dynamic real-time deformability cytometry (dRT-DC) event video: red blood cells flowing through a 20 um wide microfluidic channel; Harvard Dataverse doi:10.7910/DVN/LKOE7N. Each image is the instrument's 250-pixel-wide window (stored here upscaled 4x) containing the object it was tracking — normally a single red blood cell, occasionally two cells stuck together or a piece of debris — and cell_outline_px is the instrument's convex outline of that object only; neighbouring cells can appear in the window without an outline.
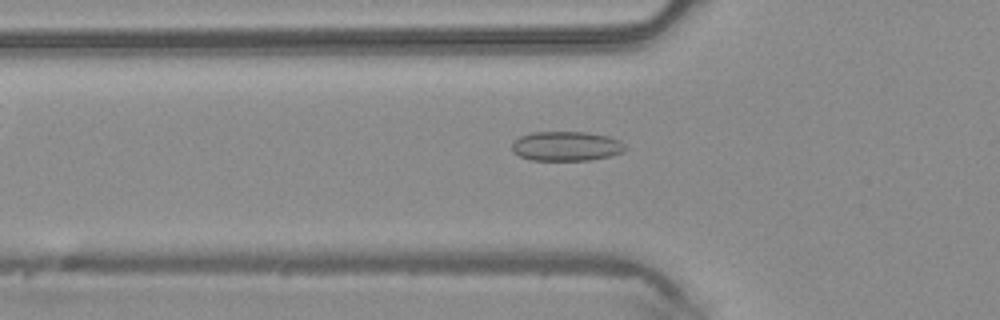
{"species": "common noctule bat (a hibernating species)", "species_latin": "Nyctalus noctula", "temperature_condition": "warm", "stored_images_in_passage": 33, "camera_frame_rate_fps": 3000, "um_per_image_px": 0.085, "animal": {"sex": "male", "body_mass_g": 20.4}, "frame": {"image": 1, "passage_image": 2, "time_ms": 0.333, "image_size_px": [1000, 320], "cell_outline_px": [[628, 148], [624, 152], [612, 156], [588, 160], [532, 160], [520, 156], [512, 152], [512, 144], [520, 136], [532, 132], [588, 132], [608, 136], [620, 140]], "centroid_in_image_um": [48.18, 12.42], "position_along_channel_um": 77.6, "area_um2": 19.65}}
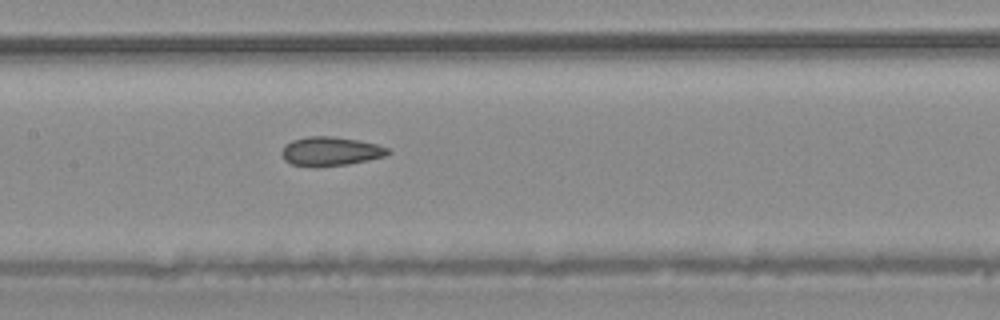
{"frame": {"image": 2, "passage_image": 9, "time_ms": 2.667, "image_size_px": [1000, 320], "cell_outline_px": [[392, 152], [384, 156], [368, 160], [348, 164], [292, 164], [284, 160], [280, 152], [284, 144], [292, 140], [308, 136], [332, 136], [356, 140], [376, 144], [388, 148]], "centroid_in_image_um": [28.09, 12.82], "position_along_channel_um": 179.3, "area_um2": 17.34}}
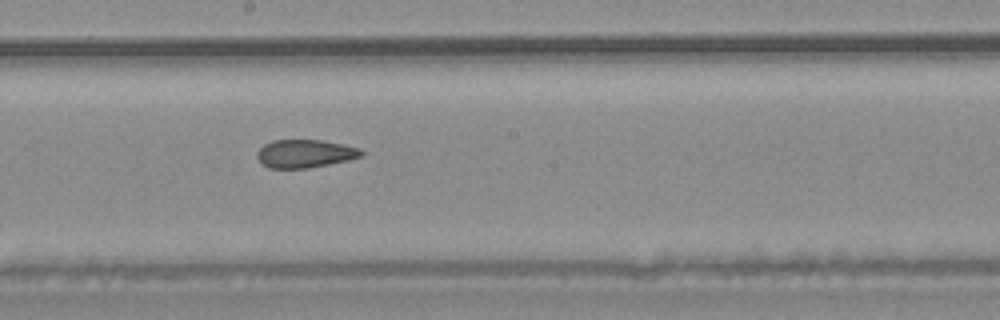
{"frame": {"image": 3, "passage_image": 12, "time_ms": 3.667, "image_size_px": [1000, 320], "cell_outline_px": [[364, 156], [348, 160], [308, 168], [268, 168], [260, 164], [256, 156], [256, 152], [264, 144], [272, 140], [324, 140], [344, 144], [360, 148], [364, 152]], "centroid_in_image_um": [25.91, 13.05], "position_along_channel_um": 222.3, "area_um2": 17.34}}